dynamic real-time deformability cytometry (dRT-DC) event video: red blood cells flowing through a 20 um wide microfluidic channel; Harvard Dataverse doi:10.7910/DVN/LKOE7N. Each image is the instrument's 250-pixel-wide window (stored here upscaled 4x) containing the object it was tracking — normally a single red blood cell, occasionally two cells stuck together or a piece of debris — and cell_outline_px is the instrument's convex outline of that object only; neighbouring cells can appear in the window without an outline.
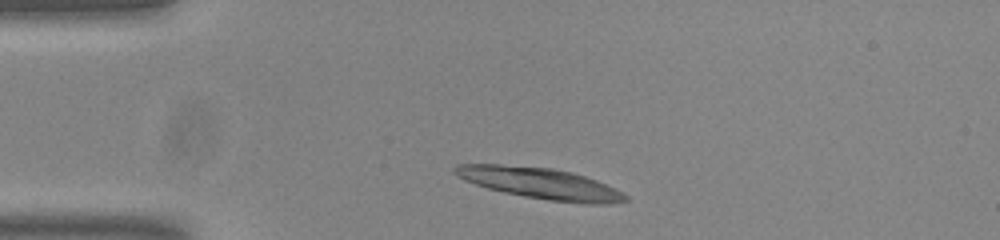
{"species": "common noctule bat (a hibernating species)", "species_latin": "Nyctalus noctula", "temperature_condition": "room temperature", "stored_images_in_passage": 8, "camera_frame_rate_fps": 3000, "um_per_image_px": 0.085, "animal": {"sex": "male", "body_mass_g": 20.0, "forearm_length_mm": 53.3}, "frame": {"image": 1, "passage_image": 1, "time_ms": 0.0, "image_size_px": [1000, 240], "cell_outline_px": [[628, 200], [608, 204], [588, 204], [548, 200], [524, 196], [504, 192], [488, 188], [464, 180], [456, 176], [452, 172], [452, 168], [456, 164], [500, 164], [552, 168], [572, 172], [596, 180], [628, 196]], "centroid_in_image_um": [45.86, 15.57], "position_along_channel_um": 39.1, "area_um2": 30.75}}